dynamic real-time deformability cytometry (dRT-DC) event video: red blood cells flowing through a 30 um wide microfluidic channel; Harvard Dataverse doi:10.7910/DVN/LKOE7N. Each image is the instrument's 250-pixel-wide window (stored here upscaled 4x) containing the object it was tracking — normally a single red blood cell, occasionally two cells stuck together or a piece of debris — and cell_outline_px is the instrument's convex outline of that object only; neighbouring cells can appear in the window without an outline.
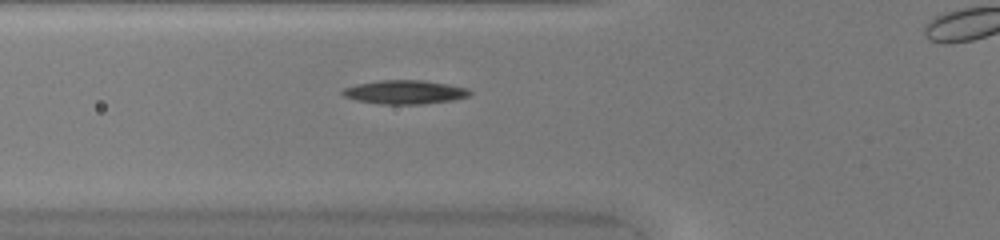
{"species": "common noctule bat (a hibernating species)", "species_latin": "Nyctalus noctula", "temperature_condition": "warm", "stored_images_in_passage": 26, "camera_frame_rate_fps": 3000, "um_per_image_px": 0.085, "animal": {"sex": "female", "body_mass_g": 20.0, "forearm_length_mm": 54.0}, "frame": {"image": 1, "passage_image": 2, "time_ms": 0.333, "image_size_px": [1000, 240], "cell_outline_px": [[472, 92], [468, 96], [452, 100], [424, 104], [380, 104], [356, 100], [344, 96], [340, 92], [340, 88], [356, 84], [380, 80], [420, 80], [448, 84], [468, 88]], "centroid_in_image_um": [34.36, 7.83], "position_along_channel_um": 91.4, "area_um2": 17.74}}
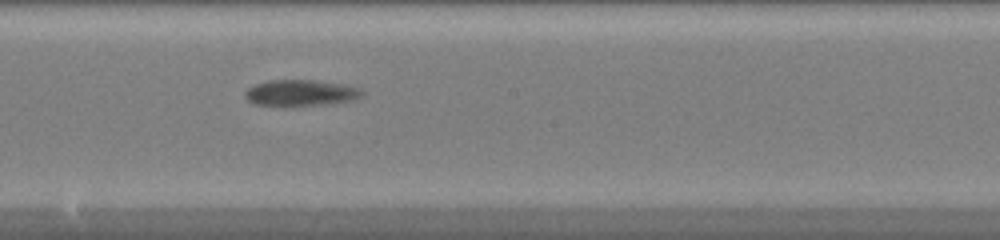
{"frame": {"image": 2, "passage_image": 12, "time_ms": 3.667, "image_size_px": [1000, 240], "cell_outline_px": [[364, 96], [356, 100], [324, 104], [256, 104], [248, 100], [244, 96], [244, 92], [248, 88], [256, 84], [268, 80], [312, 80], [344, 84], [360, 88], [364, 92]], "centroid_in_image_um": [25.63, 7.87], "position_along_channel_um": 222.6, "area_um2": 17.46}}
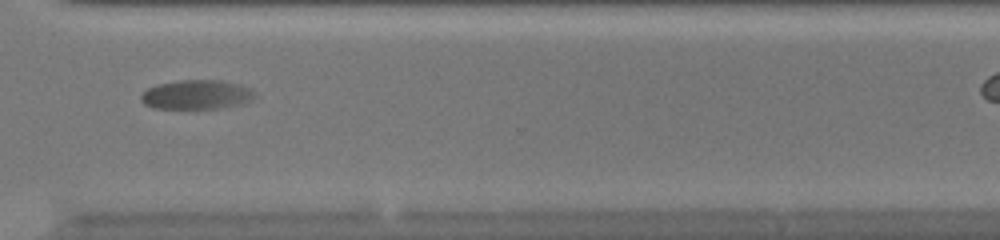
{"frame": {"image": 3, "passage_image": 22, "time_ms": 7.0, "image_size_px": [1000, 240], "cell_outline_px": [[256, 96], [252, 100], [244, 104], [220, 108], [152, 108], [144, 104], [140, 100], [140, 96], [148, 88], [160, 84], [180, 80], [224, 80], [240, 84], [256, 92]], "centroid_in_image_um": [16.76, 8.04], "position_along_channel_um": 353.8, "area_um2": 19.54}}